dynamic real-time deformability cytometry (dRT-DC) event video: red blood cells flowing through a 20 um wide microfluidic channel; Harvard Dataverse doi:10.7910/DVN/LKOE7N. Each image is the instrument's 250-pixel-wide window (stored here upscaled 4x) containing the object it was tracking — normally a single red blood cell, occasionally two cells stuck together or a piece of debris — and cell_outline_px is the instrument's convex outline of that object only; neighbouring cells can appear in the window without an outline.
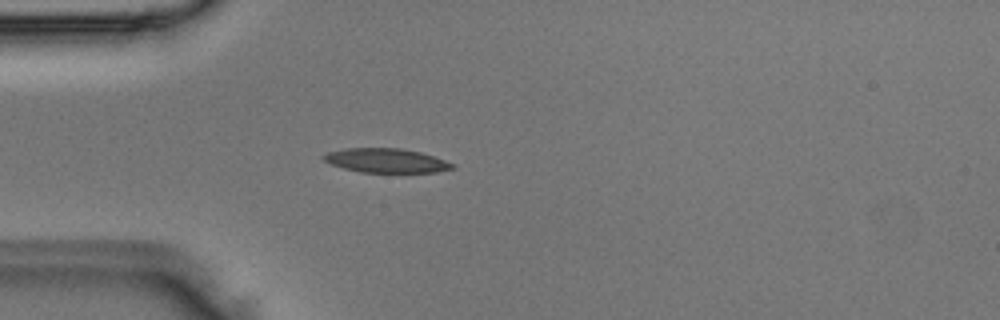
{"species": "Egyptian fruit bat (a non-hibernating species)", "species_latin": "Rousettus aegyptiacus", "temperature_condition": "room temperature", "stored_images_in_passage": 2, "camera_frame_rate_fps": 3000, "um_per_image_px": 0.085, "animal": {"sex": "male"}, "frame": {"image": 1, "passage_image": 2, "time_ms": 0.333, "image_size_px": [1000, 320], "cell_outline_px": [[456, 168], [436, 172], [360, 172], [344, 168], [332, 164], [324, 160], [320, 156], [328, 152], [344, 148], [400, 148], [420, 152], [456, 164]], "centroid_in_image_um": [32.83, 13.64], "position_along_channel_um": 52.2, "area_um2": 18.09}}